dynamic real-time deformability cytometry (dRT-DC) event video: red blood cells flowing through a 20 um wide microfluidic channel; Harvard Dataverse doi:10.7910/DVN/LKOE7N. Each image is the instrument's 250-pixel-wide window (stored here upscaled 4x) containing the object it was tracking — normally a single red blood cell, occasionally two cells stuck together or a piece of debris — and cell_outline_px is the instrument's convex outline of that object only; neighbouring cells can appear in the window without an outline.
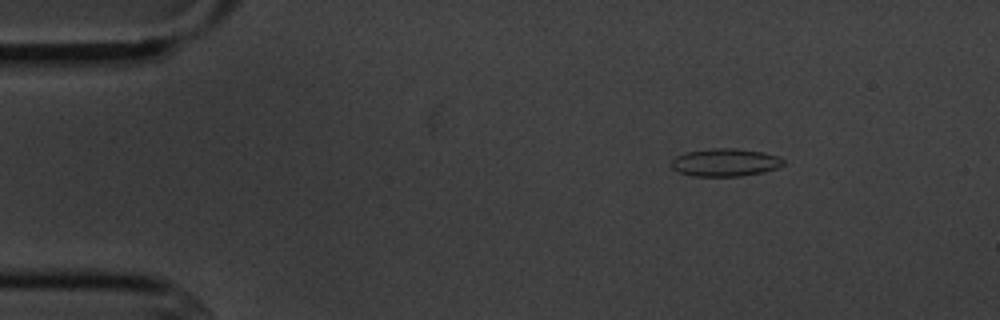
{"species": "common noctule bat (a hibernating species)", "species_latin": "Nyctalus noctula", "temperature_condition": "cold", "stored_images_in_passage": 5, "camera_frame_rate_fps": 3000, "um_per_image_px": 0.085, "animal": {"sex": "male", "body_mass_g": 20.1, "forearm_length_mm": 53.5}, "frame": {"image": 1, "passage_image": 2, "time_ms": 1.333, "image_size_px": [1000, 320], "cell_outline_px": [[784, 164], [776, 168], [764, 172], [740, 176], [692, 176], [680, 172], [672, 168], [672, 160], [676, 156], [688, 152], [712, 148], [736, 148], [764, 152], [776, 156], [784, 160]], "centroid_in_image_um": [61.65, 13.8], "position_along_channel_um": 23.3, "area_um2": 18.03}}